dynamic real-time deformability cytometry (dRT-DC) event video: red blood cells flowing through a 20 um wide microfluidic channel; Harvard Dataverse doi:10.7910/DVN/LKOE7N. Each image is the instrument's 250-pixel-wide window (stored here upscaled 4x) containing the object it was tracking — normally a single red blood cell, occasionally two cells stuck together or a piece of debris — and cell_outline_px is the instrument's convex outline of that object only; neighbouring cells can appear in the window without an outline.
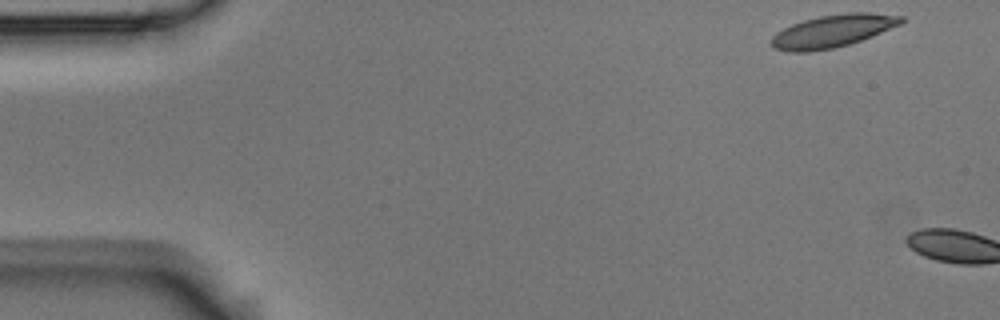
{"species": "Egyptian fruit bat (a non-hibernating species)", "species_latin": "Rousettus aegyptiacus", "temperature_condition": "room temperature", "stored_images_in_passage": 3, "camera_frame_rate_fps": 3000, "um_per_image_px": 0.085, "animal": {"sex": "male"}, "frame": {"image": 1, "passage_image": 1, "time_ms": 0.0, "image_size_px": [1000, 320], "cell_outline_px": [[904, 24], [872, 36], [848, 44], [832, 48], [808, 52], [788, 52], [772, 48], [772, 36], [776, 32], [792, 24], [804, 20], [820, 16], [848, 12], [868, 12], [904, 16]], "centroid_in_image_um": [70.81, 2.63], "position_along_channel_um": 14.2, "area_um2": 24.74}}